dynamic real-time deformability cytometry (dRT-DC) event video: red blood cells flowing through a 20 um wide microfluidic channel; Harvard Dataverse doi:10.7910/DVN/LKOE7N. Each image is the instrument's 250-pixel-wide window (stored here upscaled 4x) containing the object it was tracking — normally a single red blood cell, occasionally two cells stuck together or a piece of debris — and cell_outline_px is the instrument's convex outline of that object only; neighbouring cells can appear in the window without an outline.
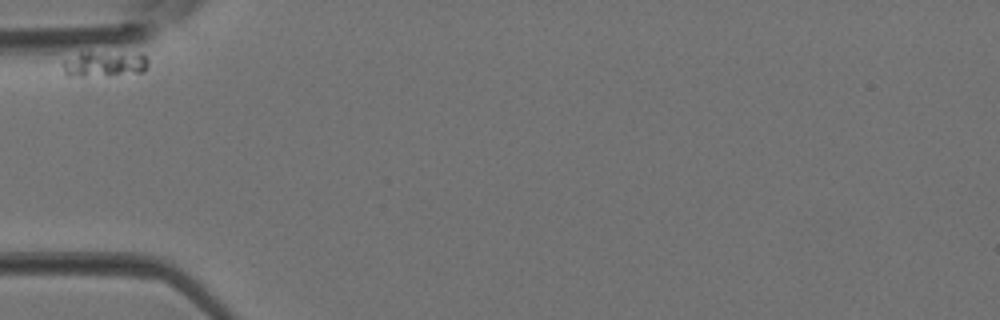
{"species": "Egyptian fruit bat (a non-hibernating species)", "species_latin": "Rousettus aegyptiacus", "temperature_condition": "room temperature", "stored_images_in_passage": 1, "camera_frame_rate_fps": 3000, "um_per_image_px": 0.085, "animal": {"sex": "female"}, "frame": {"image": 1, "passage_image": 1, "time_ms": 0.0, "image_size_px": [1000, 320], "cell_outline_px": [[148, 64], [144, 72], [108, 76], [68, 76], [64, 72], [64, 60], [80, 52], [144, 52], [148, 60]], "centroid_in_image_um": [8.96, 5.42], "position_along_channel_um": 76.0, "area_um2": 13.18}}